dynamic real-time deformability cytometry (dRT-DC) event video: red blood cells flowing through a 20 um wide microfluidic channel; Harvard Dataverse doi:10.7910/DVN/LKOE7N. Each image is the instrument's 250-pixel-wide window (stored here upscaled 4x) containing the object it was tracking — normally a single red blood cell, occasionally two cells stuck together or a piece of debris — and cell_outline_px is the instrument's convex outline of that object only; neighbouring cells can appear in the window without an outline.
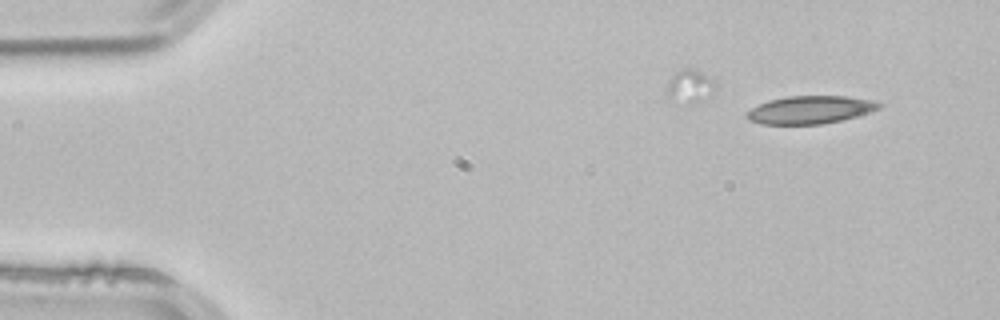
{"species": "common noctule bat (a hibernating species)", "species_latin": "Nyctalus noctula", "temperature_condition": "room temperature", "stored_images_in_passage": 3, "camera_frame_rate_fps": 3000, "um_per_image_px": 0.085, "animal": {"sex": "male", "body_mass_g": 21.5, "forearm_length_mm": 52.0}, "frame": {"image": 1, "passage_image": 1, "time_ms": 0.0, "image_size_px": [1000, 320], "cell_outline_px": [[884, 104], [880, 108], [856, 116], [824, 124], [760, 124], [748, 120], [744, 116], [752, 108], [768, 100], [788, 96], [844, 96], [872, 100]], "centroid_in_image_um": [68.85, 9.33], "position_along_channel_um": 16.2, "area_um2": 21.39}}
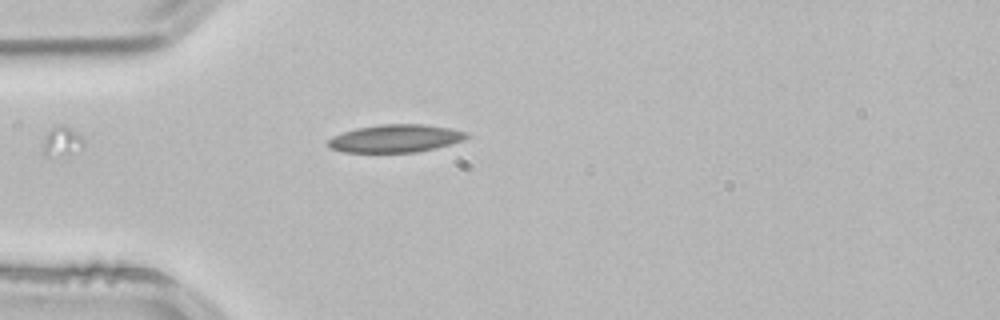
{"frame": {"image": 2, "passage_image": 3, "time_ms": 0.667, "image_size_px": [1000, 320], "cell_outline_px": [[468, 136], [464, 140], [436, 148], [416, 152], [344, 152], [328, 148], [328, 140], [332, 136], [356, 128], [380, 124], [424, 124], [448, 128], [468, 132]], "centroid_in_image_um": [33.6, 11.77], "position_along_channel_um": 51.4, "area_um2": 22.43}}